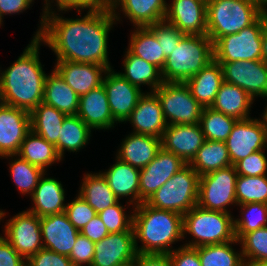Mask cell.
I'll list each match as a JSON object with an SVG mask.
<instances>
[{"label":"cell","instance_id":"14","mask_svg":"<svg viewBox=\"0 0 267 266\" xmlns=\"http://www.w3.org/2000/svg\"><path fill=\"white\" fill-rule=\"evenodd\" d=\"M102 84L106 90L110 111L116 124L126 123L131 112L137 106L139 98L145 92L129 83L113 68L106 71Z\"/></svg>","mask_w":267,"mask_h":266},{"label":"cell","instance_id":"37","mask_svg":"<svg viewBox=\"0 0 267 266\" xmlns=\"http://www.w3.org/2000/svg\"><path fill=\"white\" fill-rule=\"evenodd\" d=\"M92 130L77 116L67 115L62 123L58 138V155L61 159L65 151L78 152L90 141Z\"/></svg>","mask_w":267,"mask_h":266},{"label":"cell","instance_id":"9","mask_svg":"<svg viewBox=\"0 0 267 266\" xmlns=\"http://www.w3.org/2000/svg\"><path fill=\"white\" fill-rule=\"evenodd\" d=\"M237 176L234 165L200 176L197 205L207 210L230 213L229 206H237Z\"/></svg>","mask_w":267,"mask_h":266},{"label":"cell","instance_id":"34","mask_svg":"<svg viewBox=\"0 0 267 266\" xmlns=\"http://www.w3.org/2000/svg\"><path fill=\"white\" fill-rule=\"evenodd\" d=\"M17 154L45 172L52 164L62 161L55 146L32 130L27 133Z\"/></svg>","mask_w":267,"mask_h":266},{"label":"cell","instance_id":"6","mask_svg":"<svg viewBox=\"0 0 267 266\" xmlns=\"http://www.w3.org/2000/svg\"><path fill=\"white\" fill-rule=\"evenodd\" d=\"M263 14L249 0H207V35L214 43L249 27Z\"/></svg>","mask_w":267,"mask_h":266},{"label":"cell","instance_id":"19","mask_svg":"<svg viewBox=\"0 0 267 266\" xmlns=\"http://www.w3.org/2000/svg\"><path fill=\"white\" fill-rule=\"evenodd\" d=\"M107 5L116 21L121 20L118 9L136 28L165 20L168 3L166 0H107Z\"/></svg>","mask_w":267,"mask_h":266},{"label":"cell","instance_id":"20","mask_svg":"<svg viewBox=\"0 0 267 266\" xmlns=\"http://www.w3.org/2000/svg\"><path fill=\"white\" fill-rule=\"evenodd\" d=\"M205 140L199 123L173 124L167 125L161 137V146L164 150L172 152L186 164H189Z\"/></svg>","mask_w":267,"mask_h":266},{"label":"cell","instance_id":"50","mask_svg":"<svg viewBox=\"0 0 267 266\" xmlns=\"http://www.w3.org/2000/svg\"><path fill=\"white\" fill-rule=\"evenodd\" d=\"M172 266H201L198 247H188L181 245L169 253Z\"/></svg>","mask_w":267,"mask_h":266},{"label":"cell","instance_id":"42","mask_svg":"<svg viewBox=\"0 0 267 266\" xmlns=\"http://www.w3.org/2000/svg\"><path fill=\"white\" fill-rule=\"evenodd\" d=\"M237 205L246 203L267 204V175L243 176L238 175L236 179Z\"/></svg>","mask_w":267,"mask_h":266},{"label":"cell","instance_id":"38","mask_svg":"<svg viewBox=\"0 0 267 266\" xmlns=\"http://www.w3.org/2000/svg\"><path fill=\"white\" fill-rule=\"evenodd\" d=\"M234 243L238 245L239 240L198 247L201 266H246L242 252L233 248Z\"/></svg>","mask_w":267,"mask_h":266},{"label":"cell","instance_id":"43","mask_svg":"<svg viewBox=\"0 0 267 266\" xmlns=\"http://www.w3.org/2000/svg\"><path fill=\"white\" fill-rule=\"evenodd\" d=\"M239 243L246 266L267 260V227L244 234Z\"/></svg>","mask_w":267,"mask_h":266},{"label":"cell","instance_id":"18","mask_svg":"<svg viewBox=\"0 0 267 266\" xmlns=\"http://www.w3.org/2000/svg\"><path fill=\"white\" fill-rule=\"evenodd\" d=\"M134 232L111 233L95 243L91 266H124L136 258Z\"/></svg>","mask_w":267,"mask_h":266},{"label":"cell","instance_id":"28","mask_svg":"<svg viewBox=\"0 0 267 266\" xmlns=\"http://www.w3.org/2000/svg\"><path fill=\"white\" fill-rule=\"evenodd\" d=\"M223 82L221 65L212 60L199 73L189 78L185 84L189 87L192 96L203 108H206L211 107L214 103Z\"/></svg>","mask_w":267,"mask_h":266},{"label":"cell","instance_id":"21","mask_svg":"<svg viewBox=\"0 0 267 266\" xmlns=\"http://www.w3.org/2000/svg\"><path fill=\"white\" fill-rule=\"evenodd\" d=\"M128 121L133 127V133L158 138L162 137L167 127L161 103L154 92L144 93L139 98L126 122Z\"/></svg>","mask_w":267,"mask_h":266},{"label":"cell","instance_id":"44","mask_svg":"<svg viewBox=\"0 0 267 266\" xmlns=\"http://www.w3.org/2000/svg\"><path fill=\"white\" fill-rule=\"evenodd\" d=\"M118 201L116 204L98 213L102 222L107 227L109 234L133 231V212L131 215L125 211L126 207Z\"/></svg>","mask_w":267,"mask_h":266},{"label":"cell","instance_id":"30","mask_svg":"<svg viewBox=\"0 0 267 266\" xmlns=\"http://www.w3.org/2000/svg\"><path fill=\"white\" fill-rule=\"evenodd\" d=\"M43 102L65 115H77L79 109L78 94L55 70L46 75Z\"/></svg>","mask_w":267,"mask_h":266},{"label":"cell","instance_id":"2","mask_svg":"<svg viewBox=\"0 0 267 266\" xmlns=\"http://www.w3.org/2000/svg\"><path fill=\"white\" fill-rule=\"evenodd\" d=\"M42 44L32 38L13 64L5 71L0 69V102L28 112L43 102L47 74L39 59Z\"/></svg>","mask_w":267,"mask_h":266},{"label":"cell","instance_id":"48","mask_svg":"<svg viewBox=\"0 0 267 266\" xmlns=\"http://www.w3.org/2000/svg\"><path fill=\"white\" fill-rule=\"evenodd\" d=\"M95 243L79 234L69 258L73 266H91L94 259Z\"/></svg>","mask_w":267,"mask_h":266},{"label":"cell","instance_id":"40","mask_svg":"<svg viewBox=\"0 0 267 266\" xmlns=\"http://www.w3.org/2000/svg\"><path fill=\"white\" fill-rule=\"evenodd\" d=\"M236 121L234 117L206 107L202 109L199 125L206 140L225 142Z\"/></svg>","mask_w":267,"mask_h":266},{"label":"cell","instance_id":"45","mask_svg":"<svg viewBox=\"0 0 267 266\" xmlns=\"http://www.w3.org/2000/svg\"><path fill=\"white\" fill-rule=\"evenodd\" d=\"M148 28L155 34L166 57L172 54V50L177 47L181 38L185 35L166 20L156 22Z\"/></svg>","mask_w":267,"mask_h":266},{"label":"cell","instance_id":"26","mask_svg":"<svg viewBox=\"0 0 267 266\" xmlns=\"http://www.w3.org/2000/svg\"><path fill=\"white\" fill-rule=\"evenodd\" d=\"M122 140L116 157L138 169L147 166L162 148L158 137L132 132Z\"/></svg>","mask_w":267,"mask_h":266},{"label":"cell","instance_id":"3","mask_svg":"<svg viewBox=\"0 0 267 266\" xmlns=\"http://www.w3.org/2000/svg\"><path fill=\"white\" fill-rule=\"evenodd\" d=\"M132 211L137 253L169 254L174 250L172 244L184 240L183 215L153 208L146 202L134 207ZM139 240L141 246L138 245Z\"/></svg>","mask_w":267,"mask_h":266},{"label":"cell","instance_id":"36","mask_svg":"<svg viewBox=\"0 0 267 266\" xmlns=\"http://www.w3.org/2000/svg\"><path fill=\"white\" fill-rule=\"evenodd\" d=\"M131 32L127 49L162 70L167 57L162 52L155 34L148 27H136Z\"/></svg>","mask_w":267,"mask_h":266},{"label":"cell","instance_id":"15","mask_svg":"<svg viewBox=\"0 0 267 266\" xmlns=\"http://www.w3.org/2000/svg\"><path fill=\"white\" fill-rule=\"evenodd\" d=\"M186 163L172 152L161 148L156 157L140 169L139 205L146 202Z\"/></svg>","mask_w":267,"mask_h":266},{"label":"cell","instance_id":"5","mask_svg":"<svg viewBox=\"0 0 267 266\" xmlns=\"http://www.w3.org/2000/svg\"><path fill=\"white\" fill-rule=\"evenodd\" d=\"M233 219L231 213L194 206L183 215V238L187 233L193 237L183 245L197 248L235 240Z\"/></svg>","mask_w":267,"mask_h":266},{"label":"cell","instance_id":"25","mask_svg":"<svg viewBox=\"0 0 267 266\" xmlns=\"http://www.w3.org/2000/svg\"><path fill=\"white\" fill-rule=\"evenodd\" d=\"M115 158V163L101 173L118 199L129 196L130 200L126 202L127 206L131 205L132 208L139 206L140 169Z\"/></svg>","mask_w":267,"mask_h":266},{"label":"cell","instance_id":"31","mask_svg":"<svg viewBox=\"0 0 267 266\" xmlns=\"http://www.w3.org/2000/svg\"><path fill=\"white\" fill-rule=\"evenodd\" d=\"M123 60L124 72H118L129 83L139 87L147 85L150 92H154L163 83L161 70L155 65L148 63L142 58L133 55L128 49L125 51Z\"/></svg>","mask_w":267,"mask_h":266},{"label":"cell","instance_id":"54","mask_svg":"<svg viewBox=\"0 0 267 266\" xmlns=\"http://www.w3.org/2000/svg\"><path fill=\"white\" fill-rule=\"evenodd\" d=\"M133 262L135 266H172L166 253H137Z\"/></svg>","mask_w":267,"mask_h":266},{"label":"cell","instance_id":"53","mask_svg":"<svg viewBox=\"0 0 267 266\" xmlns=\"http://www.w3.org/2000/svg\"><path fill=\"white\" fill-rule=\"evenodd\" d=\"M44 2L43 10L54 8L51 3H55L56 8H88L107 4V0H44Z\"/></svg>","mask_w":267,"mask_h":266},{"label":"cell","instance_id":"58","mask_svg":"<svg viewBox=\"0 0 267 266\" xmlns=\"http://www.w3.org/2000/svg\"><path fill=\"white\" fill-rule=\"evenodd\" d=\"M262 114L263 115L261 117L264 119L266 127H267V106L265 107V110Z\"/></svg>","mask_w":267,"mask_h":266},{"label":"cell","instance_id":"33","mask_svg":"<svg viewBox=\"0 0 267 266\" xmlns=\"http://www.w3.org/2000/svg\"><path fill=\"white\" fill-rule=\"evenodd\" d=\"M81 184L78 195L82 197L97 214L119 201L110 189L101 171L98 173H85Z\"/></svg>","mask_w":267,"mask_h":266},{"label":"cell","instance_id":"47","mask_svg":"<svg viewBox=\"0 0 267 266\" xmlns=\"http://www.w3.org/2000/svg\"><path fill=\"white\" fill-rule=\"evenodd\" d=\"M234 166L238 175L251 177L267 175L265 149L250 154L248 157L238 161Z\"/></svg>","mask_w":267,"mask_h":266},{"label":"cell","instance_id":"7","mask_svg":"<svg viewBox=\"0 0 267 266\" xmlns=\"http://www.w3.org/2000/svg\"><path fill=\"white\" fill-rule=\"evenodd\" d=\"M200 176L186 164L161 186L146 203L157 209L168 210L184 215L198 201Z\"/></svg>","mask_w":267,"mask_h":266},{"label":"cell","instance_id":"59","mask_svg":"<svg viewBox=\"0 0 267 266\" xmlns=\"http://www.w3.org/2000/svg\"><path fill=\"white\" fill-rule=\"evenodd\" d=\"M255 266H267V260L257 263Z\"/></svg>","mask_w":267,"mask_h":266},{"label":"cell","instance_id":"56","mask_svg":"<svg viewBox=\"0 0 267 266\" xmlns=\"http://www.w3.org/2000/svg\"><path fill=\"white\" fill-rule=\"evenodd\" d=\"M262 60L267 63V13H264V29L262 39Z\"/></svg>","mask_w":267,"mask_h":266},{"label":"cell","instance_id":"10","mask_svg":"<svg viewBox=\"0 0 267 266\" xmlns=\"http://www.w3.org/2000/svg\"><path fill=\"white\" fill-rule=\"evenodd\" d=\"M154 93L161 103L167 125L199 123L203 107L185 83L164 82Z\"/></svg>","mask_w":267,"mask_h":266},{"label":"cell","instance_id":"60","mask_svg":"<svg viewBox=\"0 0 267 266\" xmlns=\"http://www.w3.org/2000/svg\"><path fill=\"white\" fill-rule=\"evenodd\" d=\"M5 213H6L5 211L3 212V210H0V222H1V220H2L3 218H5V216H6Z\"/></svg>","mask_w":267,"mask_h":266},{"label":"cell","instance_id":"1","mask_svg":"<svg viewBox=\"0 0 267 266\" xmlns=\"http://www.w3.org/2000/svg\"><path fill=\"white\" fill-rule=\"evenodd\" d=\"M76 10L83 17L65 18L54 9L42 10L40 26L32 38H38L56 55L57 61L92 63L111 69L108 58L109 32L116 20L107 4L88 8H58ZM54 10V11H53Z\"/></svg>","mask_w":267,"mask_h":266},{"label":"cell","instance_id":"24","mask_svg":"<svg viewBox=\"0 0 267 266\" xmlns=\"http://www.w3.org/2000/svg\"><path fill=\"white\" fill-rule=\"evenodd\" d=\"M54 70L81 96L102 85L105 66L92 63L56 61Z\"/></svg>","mask_w":267,"mask_h":266},{"label":"cell","instance_id":"57","mask_svg":"<svg viewBox=\"0 0 267 266\" xmlns=\"http://www.w3.org/2000/svg\"><path fill=\"white\" fill-rule=\"evenodd\" d=\"M257 6L263 13H267V0H249Z\"/></svg>","mask_w":267,"mask_h":266},{"label":"cell","instance_id":"49","mask_svg":"<svg viewBox=\"0 0 267 266\" xmlns=\"http://www.w3.org/2000/svg\"><path fill=\"white\" fill-rule=\"evenodd\" d=\"M26 266H73L68 256L42 248L26 260Z\"/></svg>","mask_w":267,"mask_h":266},{"label":"cell","instance_id":"35","mask_svg":"<svg viewBox=\"0 0 267 266\" xmlns=\"http://www.w3.org/2000/svg\"><path fill=\"white\" fill-rule=\"evenodd\" d=\"M189 165L199 176L232 165L226 143L205 140Z\"/></svg>","mask_w":267,"mask_h":266},{"label":"cell","instance_id":"13","mask_svg":"<svg viewBox=\"0 0 267 266\" xmlns=\"http://www.w3.org/2000/svg\"><path fill=\"white\" fill-rule=\"evenodd\" d=\"M224 82L236 85L255 97L267 98V63L263 60L219 62Z\"/></svg>","mask_w":267,"mask_h":266},{"label":"cell","instance_id":"52","mask_svg":"<svg viewBox=\"0 0 267 266\" xmlns=\"http://www.w3.org/2000/svg\"><path fill=\"white\" fill-rule=\"evenodd\" d=\"M79 232L94 243L99 242L109 234L107 227L98 215L90 220Z\"/></svg>","mask_w":267,"mask_h":266},{"label":"cell","instance_id":"23","mask_svg":"<svg viewBox=\"0 0 267 266\" xmlns=\"http://www.w3.org/2000/svg\"><path fill=\"white\" fill-rule=\"evenodd\" d=\"M77 116L91 130H110L114 128L116 122L110 111L103 84L79 96Z\"/></svg>","mask_w":267,"mask_h":266},{"label":"cell","instance_id":"29","mask_svg":"<svg viewBox=\"0 0 267 266\" xmlns=\"http://www.w3.org/2000/svg\"><path fill=\"white\" fill-rule=\"evenodd\" d=\"M253 102L254 99L242 88L223 82L211 107L237 120H244L250 118Z\"/></svg>","mask_w":267,"mask_h":266},{"label":"cell","instance_id":"27","mask_svg":"<svg viewBox=\"0 0 267 266\" xmlns=\"http://www.w3.org/2000/svg\"><path fill=\"white\" fill-rule=\"evenodd\" d=\"M45 175L47 172L30 196L34 206L27 209L38 217L64 213L67 204L64 203L66 193L61 181Z\"/></svg>","mask_w":267,"mask_h":266},{"label":"cell","instance_id":"61","mask_svg":"<svg viewBox=\"0 0 267 266\" xmlns=\"http://www.w3.org/2000/svg\"><path fill=\"white\" fill-rule=\"evenodd\" d=\"M124 266H135V265H134V262H131V263L124 265Z\"/></svg>","mask_w":267,"mask_h":266},{"label":"cell","instance_id":"55","mask_svg":"<svg viewBox=\"0 0 267 266\" xmlns=\"http://www.w3.org/2000/svg\"><path fill=\"white\" fill-rule=\"evenodd\" d=\"M34 0H0V26L3 24L4 15L23 13L30 8Z\"/></svg>","mask_w":267,"mask_h":266},{"label":"cell","instance_id":"39","mask_svg":"<svg viewBox=\"0 0 267 266\" xmlns=\"http://www.w3.org/2000/svg\"><path fill=\"white\" fill-rule=\"evenodd\" d=\"M2 157L7 160L8 158L9 160L12 159V161L9 162L10 175L19 192H21L22 195L28 194L31 196L37 187L39 180L46 172L41 168L30 164L18 154H9Z\"/></svg>","mask_w":267,"mask_h":266},{"label":"cell","instance_id":"11","mask_svg":"<svg viewBox=\"0 0 267 266\" xmlns=\"http://www.w3.org/2000/svg\"><path fill=\"white\" fill-rule=\"evenodd\" d=\"M266 141L267 127L263 118L237 120L225 141L231 164L235 165L250 154L266 149Z\"/></svg>","mask_w":267,"mask_h":266},{"label":"cell","instance_id":"51","mask_svg":"<svg viewBox=\"0 0 267 266\" xmlns=\"http://www.w3.org/2000/svg\"><path fill=\"white\" fill-rule=\"evenodd\" d=\"M0 266H26V260L0 235Z\"/></svg>","mask_w":267,"mask_h":266},{"label":"cell","instance_id":"46","mask_svg":"<svg viewBox=\"0 0 267 266\" xmlns=\"http://www.w3.org/2000/svg\"><path fill=\"white\" fill-rule=\"evenodd\" d=\"M64 213L67 215L70 223L77 229L81 230L90 220L95 218L97 212L79 195L70 203L66 204Z\"/></svg>","mask_w":267,"mask_h":266},{"label":"cell","instance_id":"32","mask_svg":"<svg viewBox=\"0 0 267 266\" xmlns=\"http://www.w3.org/2000/svg\"><path fill=\"white\" fill-rule=\"evenodd\" d=\"M67 115L58 111L53 106L44 102L38 104L30 112L31 130L49 143L53 144L58 153V138L62 128V123Z\"/></svg>","mask_w":267,"mask_h":266},{"label":"cell","instance_id":"17","mask_svg":"<svg viewBox=\"0 0 267 266\" xmlns=\"http://www.w3.org/2000/svg\"><path fill=\"white\" fill-rule=\"evenodd\" d=\"M165 20L186 35H207V0H171Z\"/></svg>","mask_w":267,"mask_h":266},{"label":"cell","instance_id":"16","mask_svg":"<svg viewBox=\"0 0 267 266\" xmlns=\"http://www.w3.org/2000/svg\"><path fill=\"white\" fill-rule=\"evenodd\" d=\"M30 130V112L0 102V158L17 154Z\"/></svg>","mask_w":267,"mask_h":266},{"label":"cell","instance_id":"8","mask_svg":"<svg viewBox=\"0 0 267 266\" xmlns=\"http://www.w3.org/2000/svg\"><path fill=\"white\" fill-rule=\"evenodd\" d=\"M264 14L249 27L238 33L218 38L213 43L214 60L217 62L262 60Z\"/></svg>","mask_w":267,"mask_h":266},{"label":"cell","instance_id":"12","mask_svg":"<svg viewBox=\"0 0 267 266\" xmlns=\"http://www.w3.org/2000/svg\"><path fill=\"white\" fill-rule=\"evenodd\" d=\"M7 221L4 237L25 260L43 248L40 217L24 210Z\"/></svg>","mask_w":267,"mask_h":266},{"label":"cell","instance_id":"22","mask_svg":"<svg viewBox=\"0 0 267 266\" xmlns=\"http://www.w3.org/2000/svg\"><path fill=\"white\" fill-rule=\"evenodd\" d=\"M43 248L68 256L80 234L65 213L40 217Z\"/></svg>","mask_w":267,"mask_h":266},{"label":"cell","instance_id":"4","mask_svg":"<svg viewBox=\"0 0 267 266\" xmlns=\"http://www.w3.org/2000/svg\"><path fill=\"white\" fill-rule=\"evenodd\" d=\"M214 60L213 43L208 35H184L166 58L161 70L164 82L185 83Z\"/></svg>","mask_w":267,"mask_h":266},{"label":"cell","instance_id":"41","mask_svg":"<svg viewBox=\"0 0 267 266\" xmlns=\"http://www.w3.org/2000/svg\"><path fill=\"white\" fill-rule=\"evenodd\" d=\"M240 206L241 218L233 219L235 239L239 240L244 234L267 227V204L246 203Z\"/></svg>","mask_w":267,"mask_h":266}]
</instances>
